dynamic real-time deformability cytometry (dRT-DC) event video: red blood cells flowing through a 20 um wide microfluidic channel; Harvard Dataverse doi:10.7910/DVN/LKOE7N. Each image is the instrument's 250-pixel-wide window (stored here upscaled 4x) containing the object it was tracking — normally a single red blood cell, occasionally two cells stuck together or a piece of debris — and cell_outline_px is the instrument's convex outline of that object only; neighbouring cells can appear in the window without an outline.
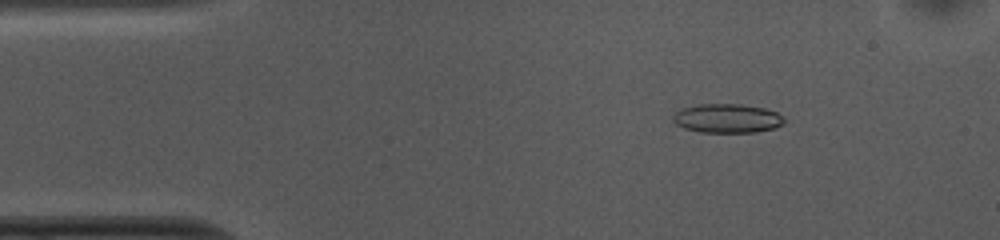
{"species": "common noctule bat (a hibernating species)", "species_latin": "Nyctalus noctula", "temperature_condition": "cold", "stored_images_in_passage": 52, "camera_frame_rate_fps": 3000, "um_per_image_px": 0.085, "animal": {"sex": "female", "body_mass_g": 10.0, "forearm_length_mm": 53.1}, "frame": {"image": 1, "passage_image": 7, "time_ms": 2.0, "image_size_px": [1000, 240], "cell_outline_px": [[788, 120], [784, 124], [772, 128], [756, 132], [700, 132], [684, 128], [676, 124], [672, 120], [672, 116], [680, 108], [700, 104], [740, 104], [764, 108], [776, 112], [784, 116]], "centroid_in_image_um": [61.82, 10.06], "position_along_channel_um": 23.2, "area_um2": 18.96}}
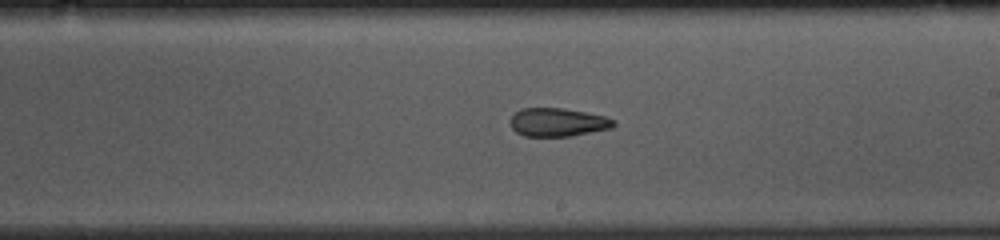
{"frame": {"image": 2, "passage_image": 29, "time_ms": 9.333, "image_size_px": [1000, 240], "cell_outline_px": [[616, 124], [612, 128], [572, 136], [524, 136], [516, 132], [512, 128], [512, 116], [520, 108], [564, 108], [604, 116], [616, 120]], "centroid_in_image_um": [47.44, 10.39], "position_along_channel_um": 241.6, "area_um2": 17.05}}
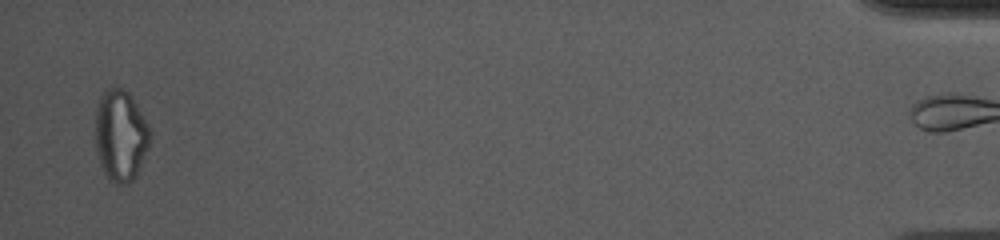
{"frame": {"image": 3, "passage_image": 51, "time_ms": 16.667, "image_size_px": [1000, 240], "cell_outline_px": [[152, 132], [148, 148], [132, 180], [124, 184], [116, 184], [108, 180], [100, 164], [96, 152], [96, 108], [100, 96], [108, 88], [124, 88], [132, 96], [148, 124]], "centroid_in_image_um": [10.24, 11.5], "position_along_channel_um": 425.0, "area_um2": 29.02}, "authors_computed_cell_mechanics": {"area_um2": 18.6983, "velocity_mm_per_s": 3.7489, "shape_relaxation_time_tau1_ms": null, "shape_relaxation_time_tau2_ms": 2.7731, "deformation_change_tau1": null, "deformation_change_tau2": 0.0977}}